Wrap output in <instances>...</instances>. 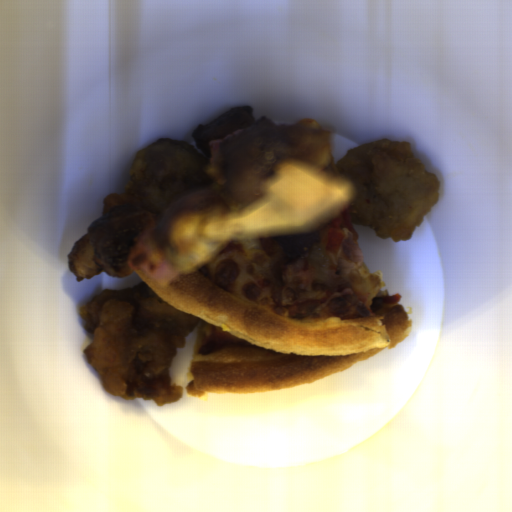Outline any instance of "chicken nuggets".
I'll list each match as a JSON object with an SVG mask.
<instances>
[{
  "mask_svg": "<svg viewBox=\"0 0 512 512\" xmlns=\"http://www.w3.org/2000/svg\"><path fill=\"white\" fill-rule=\"evenodd\" d=\"M103 205V217L111 212L115 207L123 205H137L142 208V201L134 195L126 193H111L101 201Z\"/></svg>",
  "mask_w": 512,
  "mask_h": 512,
  "instance_id": "obj_4",
  "label": "chicken nuggets"
},
{
  "mask_svg": "<svg viewBox=\"0 0 512 512\" xmlns=\"http://www.w3.org/2000/svg\"><path fill=\"white\" fill-rule=\"evenodd\" d=\"M68 267L78 282L94 278L103 271L94 260L88 233L76 240L68 255Z\"/></svg>",
  "mask_w": 512,
  "mask_h": 512,
  "instance_id": "obj_3",
  "label": "chicken nuggets"
},
{
  "mask_svg": "<svg viewBox=\"0 0 512 512\" xmlns=\"http://www.w3.org/2000/svg\"><path fill=\"white\" fill-rule=\"evenodd\" d=\"M216 206H226V204L223 197L210 190H199L184 195L165 210L162 219L158 223L159 237L164 239L168 235L170 223L181 213L192 210H204Z\"/></svg>",
  "mask_w": 512,
  "mask_h": 512,
  "instance_id": "obj_2",
  "label": "chicken nuggets"
},
{
  "mask_svg": "<svg viewBox=\"0 0 512 512\" xmlns=\"http://www.w3.org/2000/svg\"><path fill=\"white\" fill-rule=\"evenodd\" d=\"M253 110L250 105L229 108L210 123H200L191 133L199 151L210 155V142L245 129L219 152L225 192L239 205L261 197V184L274 175L279 163L324 149L333 137L326 129L278 125L265 115L256 121Z\"/></svg>",
  "mask_w": 512,
  "mask_h": 512,
  "instance_id": "obj_1",
  "label": "chicken nuggets"
}]
</instances>
